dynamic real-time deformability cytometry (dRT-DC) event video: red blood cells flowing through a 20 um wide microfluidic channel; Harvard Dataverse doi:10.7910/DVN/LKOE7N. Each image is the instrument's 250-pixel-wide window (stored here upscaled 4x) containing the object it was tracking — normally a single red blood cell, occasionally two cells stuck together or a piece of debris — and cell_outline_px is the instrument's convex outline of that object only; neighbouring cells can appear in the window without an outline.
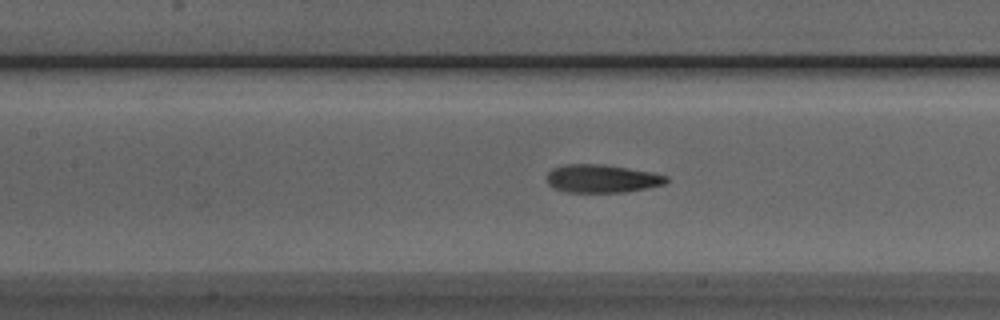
{"species": "Egyptian fruit bat (a non-hibernating species)", "species_latin": "Rousettus aegyptiacus", "temperature_condition": "room temperature", "stored_images_in_passage": 27, "camera_frame_rate_fps": 3000, "um_per_image_px": 0.085, "animal": {"sex": "male"}, "frame": {"image": 1, "passage_image": 8, "time_ms": 2.333, "image_size_px": [1000, 320], "cell_outline_px": [[668, 180], [664, 184], [624, 192], [568, 192], [552, 188], [548, 184], [548, 172], [552, 168], [564, 164], [604, 164], [652, 172], [668, 176]], "centroid_in_image_um": [51.14, 15.17], "position_along_channel_um": 156.3, "area_um2": 19.54}}
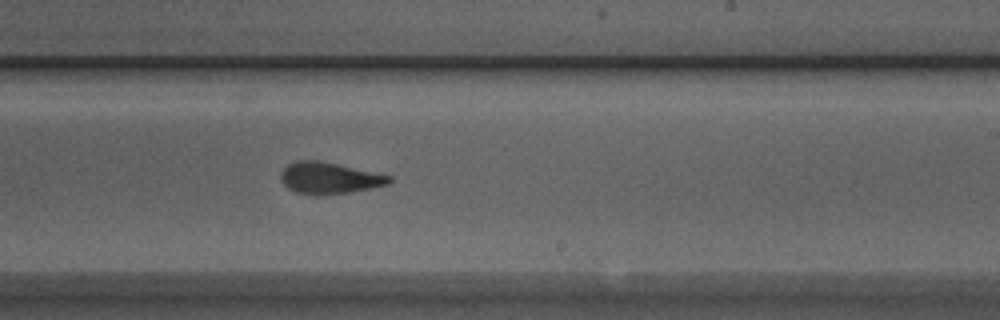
{"frame": {"image": 2, "passage_image": 16, "time_ms": 5.0, "image_size_px": [1000, 320], "cell_outline_px": [[392, 180], [388, 184], [372, 188], [348, 192], [296, 192], [288, 188], [280, 180], [280, 172], [288, 164], [296, 160], [316, 160], [336, 164], [392, 176]], "centroid_in_image_um": [27.97, 15.09], "position_along_channel_um": 261.0, "area_um2": 19.07}}
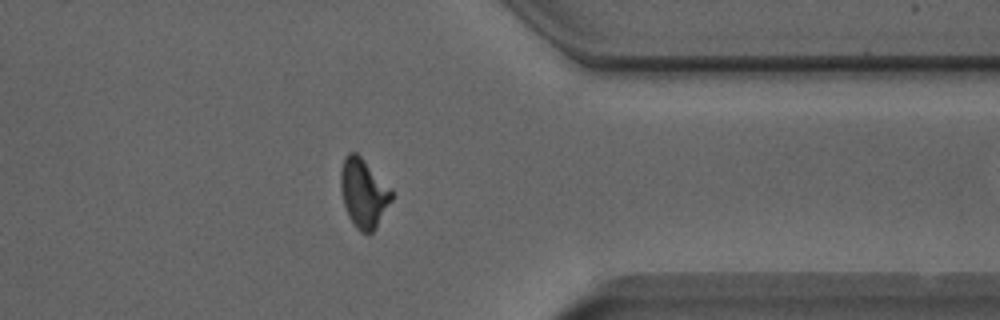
{"frame": {"image": 3, "passage_image": 26, "time_ms": 8.333, "image_size_px": [1000, 320], "cell_outline_px": [[392, 200], [376, 228], [372, 232], [360, 232], [356, 228], [348, 216], [344, 204], [340, 188], [340, 168], [344, 156], [348, 152], [356, 152], [360, 156], [392, 192]], "centroid_in_image_um": [30.86, 16.42], "position_along_channel_um": 380.5, "area_um2": 20.11}}